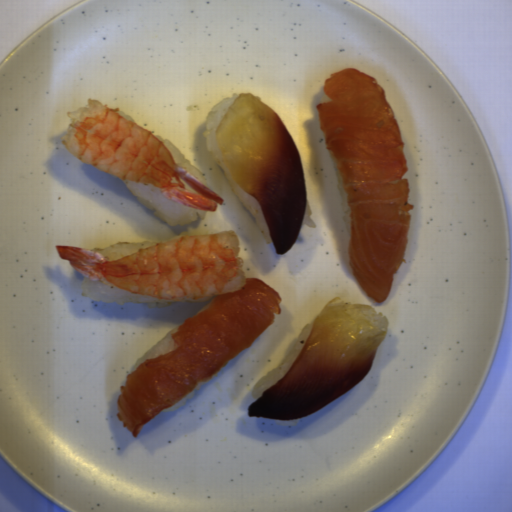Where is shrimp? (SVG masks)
<instances>
[{
	"mask_svg": "<svg viewBox=\"0 0 512 512\" xmlns=\"http://www.w3.org/2000/svg\"><path fill=\"white\" fill-rule=\"evenodd\" d=\"M234 230L180 235L119 260L94 250L56 245L57 255L81 274L131 294L195 301L242 289L246 276Z\"/></svg>",
	"mask_w": 512,
	"mask_h": 512,
	"instance_id": "shrimp-1",
	"label": "shrimp"
},
{
	"mask_svg": "<svg viewBox=\"0 0 512 512\" xmlns=\"http://www.w3.org/2000/svg\"><path fill=\"white\" fill-rule=\"evenodd\" d=\"M67 117L70 124L61 143L78 161L199 211L213 212L225 204L221 195L175 162L160 138L124 119L117 107L90 98Z\"/></svg>",
	"mask_w": 512,
	"mask_h": 512,
	"instance_id": "shrimp-2",
	"label": "shrimp"
}]
</instances>
